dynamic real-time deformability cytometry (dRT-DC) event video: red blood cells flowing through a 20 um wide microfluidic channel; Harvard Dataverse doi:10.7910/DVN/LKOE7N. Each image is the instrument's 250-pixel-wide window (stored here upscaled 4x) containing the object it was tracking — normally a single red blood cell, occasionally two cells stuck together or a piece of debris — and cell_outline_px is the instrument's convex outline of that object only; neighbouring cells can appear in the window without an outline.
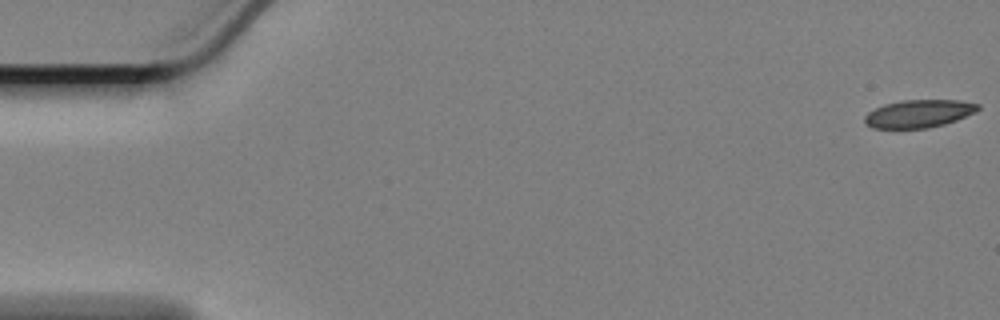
{"species": "Egyptian fruit bat (a non-hibernating species)", "species_latin": "Rousettus aegyptiacus", "temperature_condition": "cold", "stored_images_in_passage": 16, "camera_frame_rate_fps": 3000, "um_per_image_px": 0.085, "animal": {"sex": "female"}, "frame": {"image": 1, "passage_image": 1, "time_ms": 0.0, "image_size_px": [1000, 320], "cell_outline_px": [[980, 108], [976, 112], [956, 120], [944, 124], [928, 128], [872, 128], [864, 120], [864, 116], [868, 112], [884, 104], [900, 100], [960, 100], [980, 104]], "centroid_in_image_um": [78.12, 9.65], "position_along_channel_um": 6.9, "area_um2": 18.38}}